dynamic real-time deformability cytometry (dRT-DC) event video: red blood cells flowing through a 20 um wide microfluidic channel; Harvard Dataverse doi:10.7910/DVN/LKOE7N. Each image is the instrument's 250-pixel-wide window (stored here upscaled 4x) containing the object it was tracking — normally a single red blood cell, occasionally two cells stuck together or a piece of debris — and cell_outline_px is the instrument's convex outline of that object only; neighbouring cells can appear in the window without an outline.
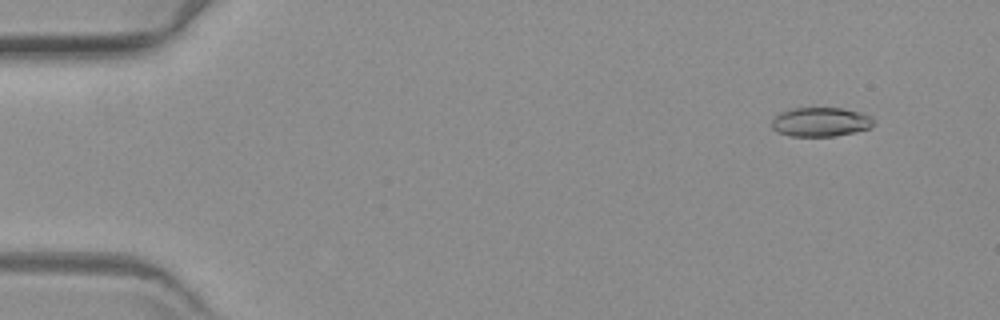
{"species": "common noctule bat (a hibernating species)", "species_latin": "Nyctalus noctula", "temperature_condition": "warm", "stored_images_in_passage": 20, "camera_frame_rate_fps": 3000, "um_per_image_px": 0.085, "animal": {"sex": "female", "body_mass_g": 19.3, "forearm_length_mm": 54.1}, "frame": {"image": 1, "passage_image": 6, "time_ms": 1.667, "image_size_px": [1000, 320], "cell_outline_px": [[872, 128], [832, 136], [792, 136], [776, 132], [772, 128], [772, 120], [780, 112], [792, 108], [844, 108], [860, 112], [872, 116]], "centroid_in_image_um": [69.74, 10.36], "position_along_channel_um": 15.3, "area_um2": 17.28}}
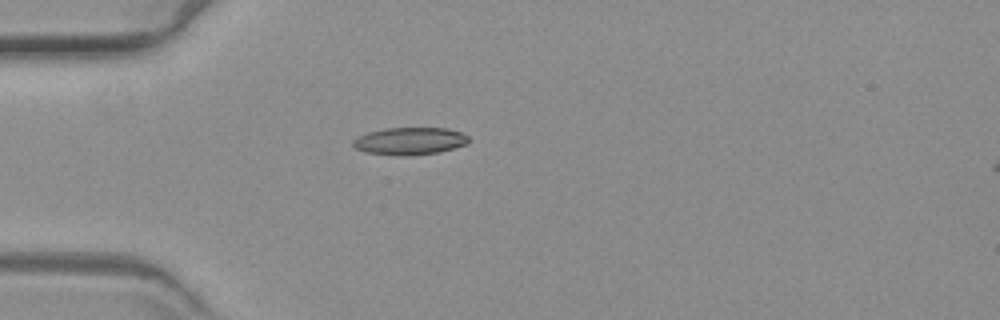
{"frame": {"image": 2, "passage_image": 18, "time_ms": 5.667, "image_size_px": [1000, 320], "cell_outline_px": [[472, 140], [468, 144], [436, 152], [364, 152], [356, 148], [352, 144], [352, 140], [368, 132], [384, 128], [448, 128], [460, 132], [468, 136]], "centroid_in_image_um": [34.89, 11.92], "position_along_channel_um": 50.1, "area_um2": 17.34}}